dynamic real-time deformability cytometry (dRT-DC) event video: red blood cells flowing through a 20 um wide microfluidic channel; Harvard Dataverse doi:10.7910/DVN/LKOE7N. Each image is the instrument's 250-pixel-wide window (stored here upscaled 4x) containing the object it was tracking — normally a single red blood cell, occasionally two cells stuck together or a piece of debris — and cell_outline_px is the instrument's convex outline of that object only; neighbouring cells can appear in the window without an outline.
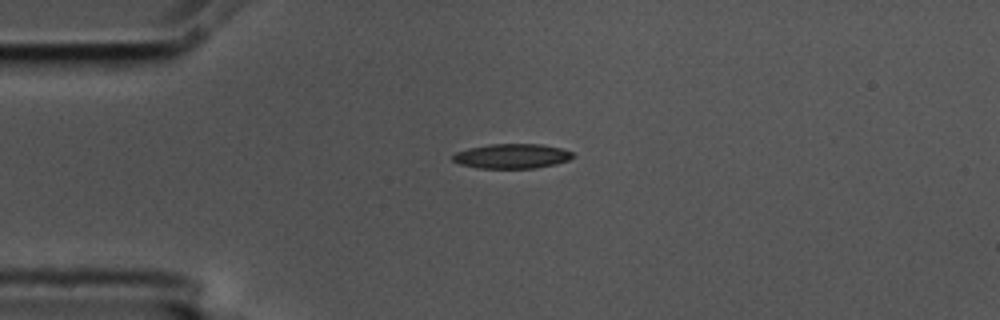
{"species": "common noctule bat (a hibernating species)", "species_latin": "Nyctalus noctula", "temperature_condition": "cold", "stored_images_in_passage": 4, "camera_frame_rate_fps": 3000, "um_per_image_px": 0.085, "animal": {"sex": "male", "body_mass_g": 17.5, "forearm_length_mm": 52.3}, "frame": {"image": 1, "passage_image": 4, "time_ms": 1.0, "image_size_px": [1000, 320], "cell_outline_px": [[572, 156], [568, 160], [556, 164], [536, 168], [476, 168], [460, 164], [452, 160], [452, 156], [456, 152], [468, 148], [488, 144], [540, 144], [560, 148], [572, 152]], "centroid_in_image_um": [43.47, 13.27], "position_along_channel_um": 41.5, "area_um2": 17.22}}